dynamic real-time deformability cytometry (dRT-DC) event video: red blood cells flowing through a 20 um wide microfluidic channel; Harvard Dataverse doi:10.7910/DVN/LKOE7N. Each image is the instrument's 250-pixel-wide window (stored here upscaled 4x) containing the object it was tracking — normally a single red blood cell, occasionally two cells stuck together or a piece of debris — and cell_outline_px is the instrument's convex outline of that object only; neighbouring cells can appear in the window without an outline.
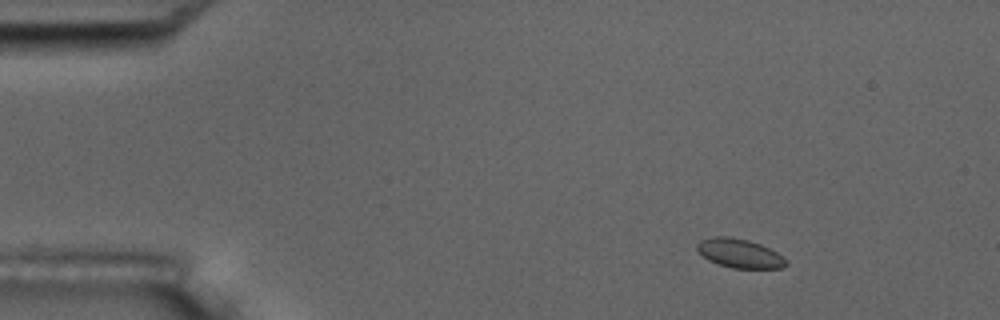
{"species": "common noctule bat (a hibernating species)", "species_latin": "Nyctalus noctula", "temperature_condition": "room temperature", "stored_images_in_passage": 5, "camera_frame_rate_fps": 3000, "um_per_image_px": 0.085, "animal": {"sex": "male", "body_mass_g": 17.5, "forearm_length_mm": 52.3}, "frame": {"image": 1, "passage_image": 1, "time_ms": 0.0, "image_size_px": [1000, 320], "cell_outline_px": [[788, 264], [784, 268], [732, 268], [708, 260], [696, 248], [696, 244], [700, 240], [712, 236], [728, 236], [748, 240], [760, 244], [784, 256], [788, 260]], "centroid_in_image_um": [62.89, 21.53], "position_along_channel_um": 22.1, "area_um2": 15.09}}
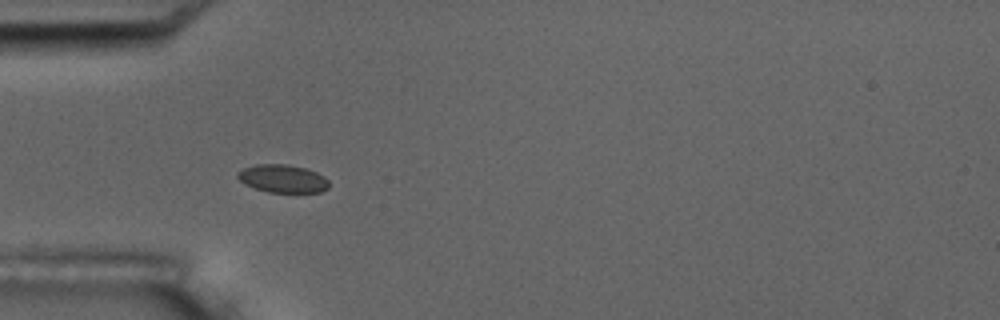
{"frame": {"image": 2, "passage_image": 4, "time_ms": 3.333, "image_size_px": [1000, 320], "cell_outline_px": [[328, 188], [320, 192], [268, 192], [244, 184], [236, 176], [236, 172], [244, 168], [256, 164], [288, 164], [304, 168], [316, 172], [324, 176], [328, 180]], "centroid_in_image_um": [24.01, 15.17], "position_along_channel_um": 61.0, "area_um2": 14.85}}